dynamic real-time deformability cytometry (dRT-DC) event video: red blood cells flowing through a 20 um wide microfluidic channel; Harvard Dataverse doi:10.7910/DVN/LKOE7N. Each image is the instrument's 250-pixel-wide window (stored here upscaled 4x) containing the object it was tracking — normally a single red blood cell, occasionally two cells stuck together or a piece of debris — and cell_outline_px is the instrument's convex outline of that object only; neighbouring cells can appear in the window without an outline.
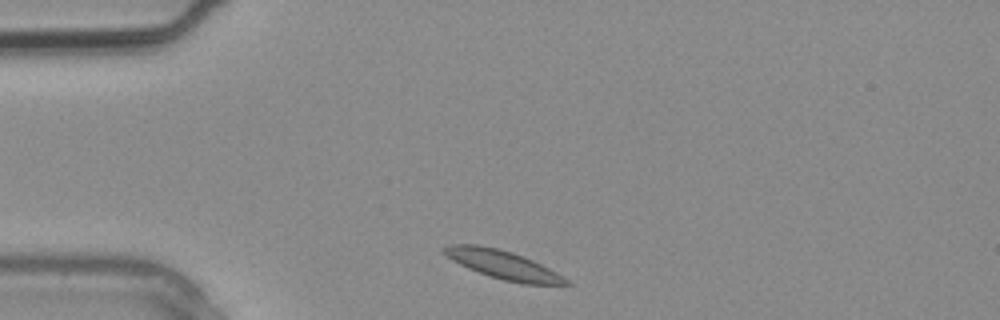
{"species": "common noctule bat (a hibernating species)", "species_latin": "Nyctalus noctula", "temperature_condition": "warm", "stored_images_in_passage": 2, "camera_frame_rate_fps": 3000, "um_per_image_px": 0.085, "animal": {"sex": "male", "body_mass_g": 20.4}, "frame": {"image": 1, "passage_image": 2, "time_ms": 0.333, "image_size_px": [1000, 320], "cell_outline_px": [[572, 284], [524, 284], [504, 280], [468, 268], [452, 260], [440, 252], [440, 248], [448, 244], [480, 244], [500, 248], [524, 256], [556, 272], [568, 280]], "centroid_in_image_um": [42.68, 22.46], "position_along_channel_um": 42.3, "area_um2": 20.23}}